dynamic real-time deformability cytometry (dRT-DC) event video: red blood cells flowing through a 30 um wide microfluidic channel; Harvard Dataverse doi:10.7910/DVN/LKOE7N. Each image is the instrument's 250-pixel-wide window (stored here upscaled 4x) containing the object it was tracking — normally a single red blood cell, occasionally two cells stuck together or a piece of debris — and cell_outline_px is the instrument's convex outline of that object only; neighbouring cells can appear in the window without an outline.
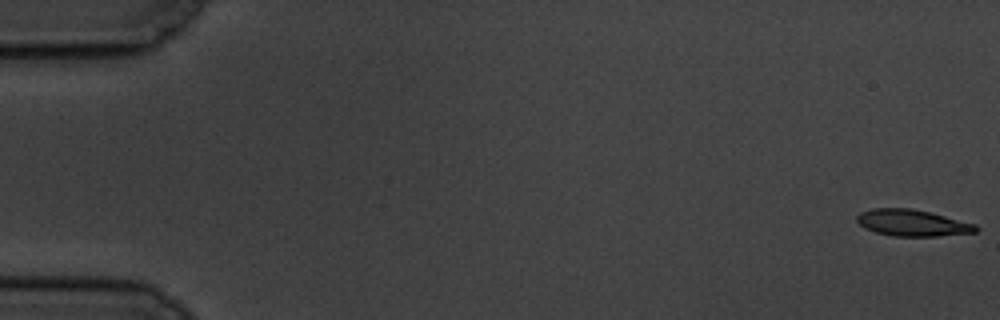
{"species": "common noctule bat (a hibernating species)", "species_latin": "Nyctalus noctula", "temperature_condition": "cold", "stored_images_in_passage": 58, "camera_frame_rate_fps": 3000, "um_per_image_px": 0.085, "animal": {"sex": "male", "body_mass_g": 19.5, "forearm_length_mm": 54.6}, "frame": {"image": 1, "passage_image": 1, "time_ms": 0.0, "image_size_px": [1000, 320], "cell_outline_px": [[980, 228], [976, 232], [936, 236], [892, 236], [876, 232], [864, 228], [856, 220], [856, 216], [860, 212], [872, 208], [912, 208], [976, 224]], "centroid_in_image_um": [77.52, 18.94], "position_along_channel_um": 7.5, "area_um2": 18.32}}
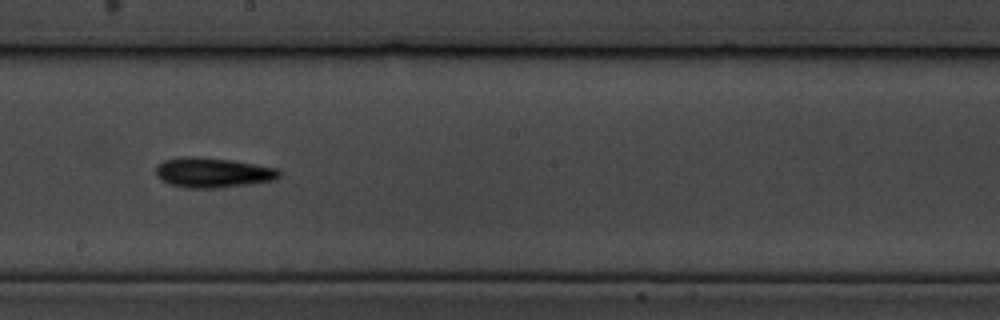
{"frame": {"image": 2, "passage_image": 33, "time_ms": 10.667, "image_size_px": [1000, 320], "cell_outline_px": [[280, 176], [272, 180], [248, 184], [216, 188], [188, 188], [168, 184], [160, 180], [156, 176], [156, 168], [164, 160], [180, 156], [196, 156], [232, 160], [276, 168], [280, 172]], "centroid_in_image_um": [18.03, 14.66], "position_along_channel_um": 230.2, "area_um2": 21.5}}
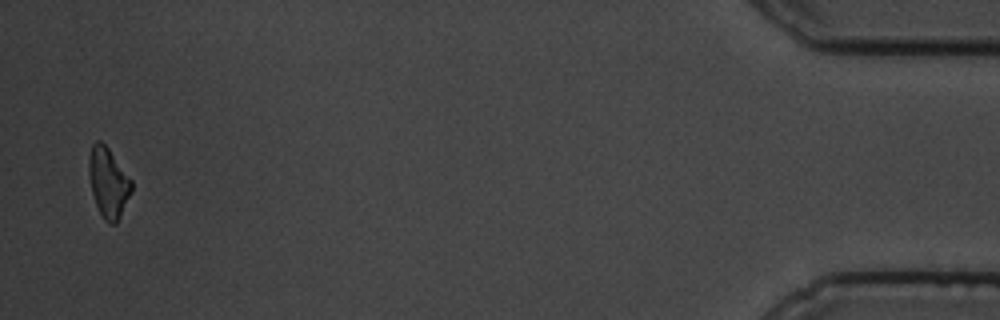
{"frame": {"image": 3, "passage_image": 57, "time_ms": 18.667, "image_size_px": [1000, 320], "cell_outline_px": [[132, 192], [116, 224], [112, 224], [104, 220], [96, 204], [92, 192], [88, 172], [88, 160], [92, 144], [96, 140], [100, 140], [108, 148], [132, 180]], "centroid_in_image_um": [9.2, 15.51], "position_along_channel_um": 426.0, "area_um2": 17.28}, "authors_computed_cell_mechanics": {"area_um2": 19.0162, "velocity_mm_per_s": 3.4843, "shape_relaxation_time_tau1_ms": 2.5218, "shape_relaxation_time_tau2_ms": null, "deformation_change_tau1": 0.0946, "deformation_change_tau2": null}}